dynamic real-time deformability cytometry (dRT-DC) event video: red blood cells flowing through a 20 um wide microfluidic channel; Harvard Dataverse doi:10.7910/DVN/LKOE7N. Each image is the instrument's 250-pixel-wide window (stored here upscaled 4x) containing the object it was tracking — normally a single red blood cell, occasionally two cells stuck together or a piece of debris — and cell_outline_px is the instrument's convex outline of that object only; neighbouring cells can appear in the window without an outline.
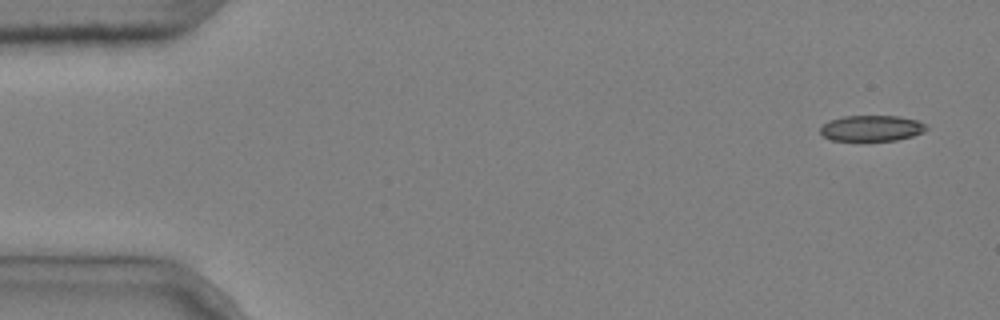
{"species": "common noctule bat (a hibernating species)", "species_latin": "Nyctalus noctula", "temperature_condition": "cold", "stored_images_in_passage": 5, "camera_frame_rate_fps": 3000, "um_per_image_px": 0.085, "animal": {"sex": "male", "body_mass_g": 20.4}, "frame": {"image": 1, "passage_image": 1, "time_ms": 0.0, "image_size_px": [1000, 320], "cell_outline_px": [[928, 128], [924, 132], [912, 136], [896, 140], [832, 140], [824, 136], [820, 132], [820, 128], [828, 120], [844, 116], [900, 116], [916, 120], [924, 124]], "centroid_in_image_um": [74.09, 10.89], "position_along_channel_um": 10.9, "area_um2": 15.84}}
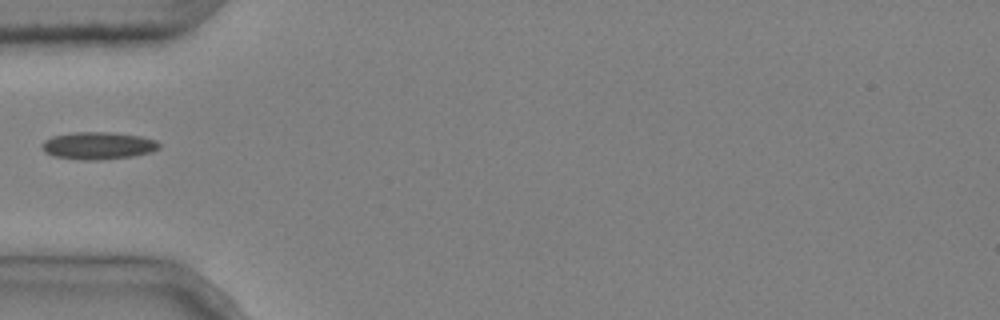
{"frame": {"image": 2, "passage_image": 4, "time_ms": 1.0, "image_size_px": [1000, 320], "cell_outline_px": [[160, 148], [152, 152], [132, 156], [100, 160], [80, 160], [56, 156], [44, 152], [40, 148], [40, 144], [44, 140], [52, 136], [72, 132], [112, 132], [140, 136], [156, 140], [160, 144]], "centroid_in_image_um": [8.32, 12.37], "position_along_channel_um": 76.7, "area_um2": 18.9}}